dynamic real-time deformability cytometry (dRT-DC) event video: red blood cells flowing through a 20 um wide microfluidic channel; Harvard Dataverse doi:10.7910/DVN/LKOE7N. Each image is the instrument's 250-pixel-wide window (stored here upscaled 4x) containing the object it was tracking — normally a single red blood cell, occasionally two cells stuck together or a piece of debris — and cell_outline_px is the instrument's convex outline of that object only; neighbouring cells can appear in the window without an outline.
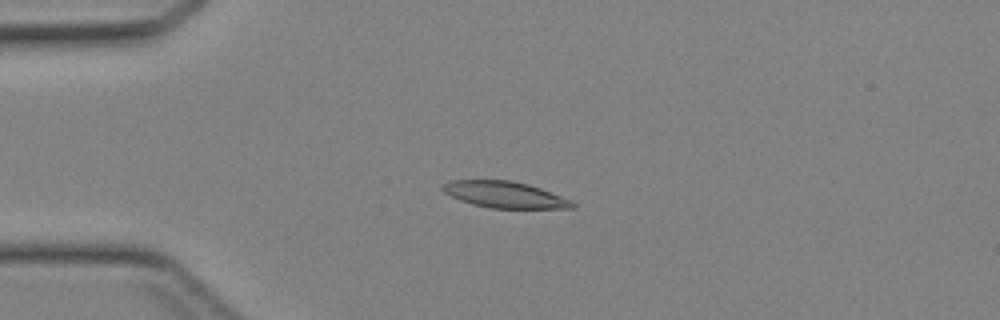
{"species": "Egyptian fruit bat (a non-hibernating species)", "species_latin": "Rousettus aegyptiacus", "temperature_condition": "cold", "stored_images_in_passage": 45, "camera_frame_rate_fps": 3000, "um_per_image_px": 0.085, "animal": {"sex": "female"}, "frame": {"image": 1, "passage_image": 12, "time_ms": 3.667, "image_size_px": [1000, 320], "cell_outline_px": [[576, 208], [492, 208], [472, 204], [460, 200], [444, 192], [440, 188], [440, 184], [448, 180], [512, 180], [528, 184], [540, 188], [572, 200], [576, 204]], "centroid_in_image_um": [42.88, 16.53], "position_along_channel_um": 42.1, "area_um2": 20.06}}
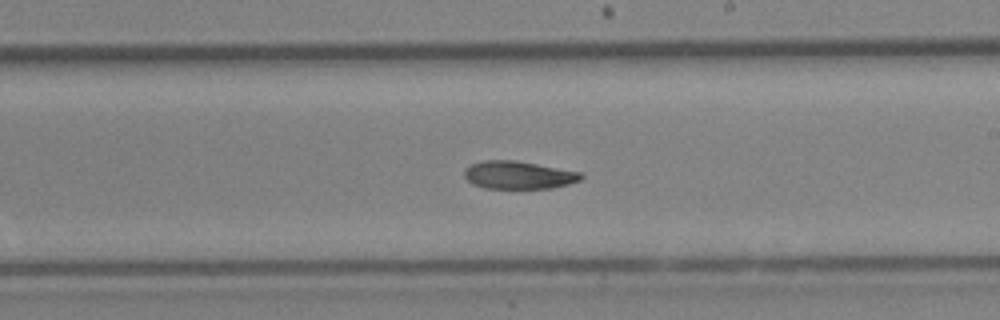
{"frame": {"image": 2, "passage_image": 27, "time_ms": 8.667, "image_size_px": [1000, 320], "cell_outline_px": [[584, 176], [580, 180], [568, 184], [552, 188], [484, 188], [472, 184], [464, 176], [464, 168], [472, 164], [484, 160], [516, 160], [580, 172]], "centroid_in_image_um": [44.05, 14.87], "position_along_channel_um": 245.0, "area_um2": 18.9}}
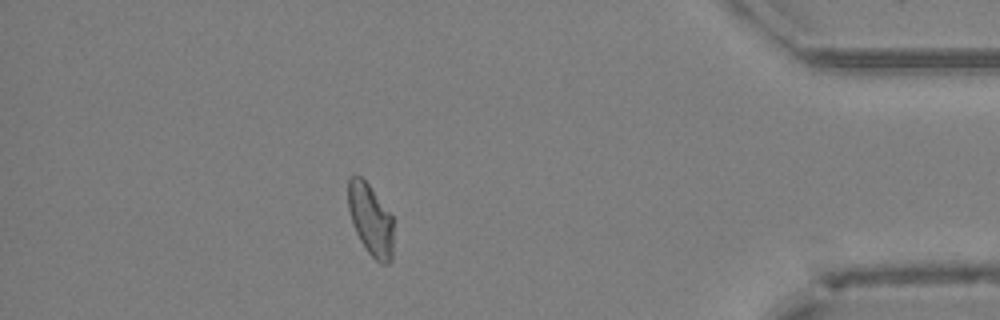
{"frame": {"image": 3, "passage_image": 40, "time_ms": 13.0, "image_size_px": [1000, 320], "cell_outline_px": [[392, 260], [388, 264], [380, 264], [368, 252], [360, 240], [352, 224], [348, 208], [348, 180], [356, 172], [368, 184], [392, 216]], "centroid_in_image_um": [31.48, 18.68], "position_along_channel_um": 403.7, "area_um2": 18.79}}